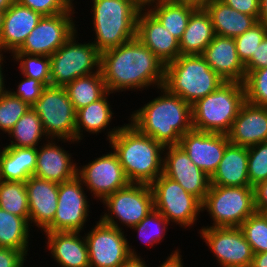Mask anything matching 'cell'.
Wrapping results in <instances>:
<instances>
[{
  "label": "cell",
  "instance_id": "obj_51",
  "mask_svg": "<svg viewBox=\"0 0 267 267\" xmlns=\"http://www.w3.org/2000/svg\"><path fill=\"white\" fill-rule=\"evenodd\" d=\"M144 259L142 256H130L120 267H149Z\"/></svg>",
  "mask_w": 267,
  "mask_h": 267
},
{
  "label": "cell",
  "instance_id": "obj_25",
  "mask_svg": "<svg viewBox=\"0 0 267 267\" xmlns=\"http://www.w3.org/2000/svg\"><path fill=\"white\" fill-rule=\"evenodd\" d=\"M110 94L113 96V93L107 91L97 101L76 111L75 141L77 143H80L87 136L84 135L86 132L89 135L96 134V136L103 132L106 135V141L109 142L119 131L122 125L113 126V128L109 126L112 125V119L115 118L113 116L116 114L112 110V105H110L111 101L108 100Z\"/></svg>",
  "mask_w": 267,
  "mask_h": 267
},
{
  "label": "cell",
  "instance_id": "obj_27",
  "mask_svg": "<svg viewBox=\"0 0 267 267\" xmlns=\"http://www.w3.org/2000/svg\"><path fill=\"white\" fill-rule=\"evenodd\" d=\"M200 5L191 0H153L144 7L180 41L191 14Z\"/></svg>",
  "mask_w": 267,
  "mask_h": 267
},
{
  "label": "cell",
  "instance_id": "obj_7",
  "mask_svg": "<svg viewBox=\"0 0 267 267\" xmlns=\"http://www.w3.org/2000/svg\"><path fill=\"white\" fill-rule=\"evenodd\" d=\"M205 211L212 225L202 227H239L256 212L254 188L211 185L202 202V213Z\"/></svg>",
  "mask_w": 267,
  "mask_h": 267
},
{
  "label": "cell",
  "instance_id": "obj_15",
  "mask_svg": "<svg viewBox=\"0 0 267 267\" xmlns=\"http://www.w3.org/2000/svg\"><path fill=\"white\" fill-rule=\"evenodd\" d=\"M198 233L219 267H251L253 252L239 227H200Z\"/></svg>",
  "mask_w": 267,
  "mask_h": 267
},
{
  "label": "cell",
  "instance_id": "obj_37",
  "mask_svg": "<svg viewBox=\"0 0 267 267\" xmlns=\"http://www.w3.org/2000/svg\"><path fill=\"white\" fill-rule=\"evenodd\" d=\"M11 57L20 75L36 79L45 86L51 85L50 57L25 53H13Z\"/></svg>",
  "mask_w": 267,
  "mask_h": 267
},
{
  "label": "cell",
  "instance_id": "obj_56",
  "mask_svg": "<svg viewBox=\"0 0 267 267\" xmlns=\"http://www.w3.org/2000/svg\"><path fill=\"white\" fill-rule=\"evenodd\" d=\"M143 6L153 0H138Z\"/></svg>",
  "mask_w": 267,
  "mask_h": 267
},
{
  "label": "cell",
  "instance_id": "obj_14",
  "mask_svg": "<svg viewBox=\"0 0 267 267\" xmlns=\"http://www.w3.org/2000/svg\"><path fill=\"white\" fill-rule=\"evenodd\" d=\"M76 176L58 184V205L53 222L43 232H85L91 208L87 190Z\"/></svg>",
  "mask_w": 267,
  "mask_h": 267
},
{
  "label": "cell",
  "instance_id": "obj_42",
  "mask_svg": "<svg viewBox=\"0 0 267 267\" xmlns=\"http://www.w3.org/2000/svg\"><path fill=\"white\" fill-rule=\"evenodd\" d=\"M248 177L252 187L267 180V141L248 147Z\"/></svg>",
  "mask_w": 267,
  "mask_h": 267
},
{
  "label": "cell",
  "instance_id": "obj_57",
  "mask_svg": "<svg viewBox=\"0 0 267 267\" xmlns=\"http://www.w3.org/2000/svg\"><path fill=\"white\" fill-rule=\"evenodd\" d=\"M3 145V146H2ZM0 145V158H1V155L3 153V149H4V144ZM2 146V147H1Z\"/></svg>",
  "mask_w": 267,
  "mask_h": 267
},
{
  "label": "cell",
  "instance_id": "obj_20",
  "mask_svg": "<svg viewBox=\"0 0 267 267\" xmlns=\"http://www.w3.org/2000/svg\"><path fill=\"white\" fill-rule=\"evenodd\" d=\"M29 204V225L41 233L53 222L58 205V183L32 175L25 181Z\"/></svg>",
  "mask_w": 267,
  "mask_h": 267
},
{
  "label": "cell",
  "instance_id": "obj_23",
  "mask_svg": "<svg viewBox=\"0 0 267 267\" xmlns=\"http://www.w3.org/2000/svg\"><path fill=\"white\" fill-rule=\"evenodd\" d=\"M201 55L224 81L244 83L245 66L238 57L234 38L215 34Z\"/></svg>",
  "mask_w": 267,
  "mask_h": 267
},
{
  "label": "cell",
  "instance_id": "obj_30",
  "mask_svg": "<svg viewBox=\"0 0 267 267\" xmlns=\"http://www.w3.org/2000/svg\"><path fill=\"white\" fill-rule=\"evenodd\" d=\"M215 36L210 14L200 5L190 16L179 41L180 55L202 54Z\"/></svg>",
  "mask_w": 267,
  "mask_h": 267
},
{
  "label": "cell",
  "instance_id": "obj_33",
  "mask_svg": "<svg viewBox=\"0 0 267 267\" xmlns=\"http://www.w3.org/2000/svg\"><path fill=\"white\" fill-rule=\"evenodd\" d=\"M7 135L10 137L8 140L10 142L5 145L10 147L37 148L40 144L49 140L38 114L31 108L21 116Z\"/></svg>",
  "mask_w": 267,
  "mask_h": 267
},
{
  "label": "cell",
  "instance_id": "obj_44",
  "mask_svg": "<svg viewBox=\"0 0 267 267\" xmlns=\"http://www.w3.org/2000/svg\"><path fill=\"white\" fill-rule=\"evenodd\" d=\"M23 78L19 83L17 82L16 90L8 89L10 93L14 96L19 97L21 100L32 106L41 96L43 89L46 87L40 81L26 77L22 75Z\"/></svg>",
  "mask_w": 267,
  "mask_h": 267
},
{
  "label": "cell",
  "instance_id": "obj_50",
  "mask_svg": "<svg viewBox=\"0 0 267 267\" xmlns=\"http://www.w3.org/2000/svg\"><path fill=\"white\" fill-rule=\"evenodd\" d=\"M6 55H4V54H0V97L2 96V95H4L7 91H8V89L10 88L9 86H8V88H6V84H7V82H6V76H5V69H4V63H6ZM3 66V67H2ZM6 83V84H5Z\"/></svg>",
  "mask_w": 267,
  "mask_h": 267
},
{
  "label": "cell",
  "instance_id": "obj_38",
  "mask_svg": "<svg viewBox=\"0 0 267 267\" xmlns=\"http://www.w3.org/2000/svg\"><path fill=\"white\" fill-rule=\"evenodd\" d=\"M239 228L253 254L267 252V217L263 213L255 212L250 215Z\"/></svg>",
  "mask_w": 267,
  "mask_h": 267
},
{
  "label": "cell",
  "instance_id": "obj_55",
  "mask_svg": "<svg viewBox=\"0 0 267 267\" xmlns=\"http://www.w3.org/2000/svg\"><path fill=\"white\" fill-rule=\"evenodd\" d=\"M4 16H5V12L0 11V35H1V32H2V28H3Z\"/></svg>",
  "mask_w": 267,
  "mask_h": 267
},
{
  "label": "cell",
  "instance_id": "obj_24",
  "mask_svg": "<svg viewBox=\"0 0 267 267\" xmlns=\"http://www.w3.org/2000/svg\"><path fill=\"white\" fill-rule=\"evenodd\" d=\"M81 233V234H80ZM45 250L59 267H90L88 246L82 232H42ZM83 237H82V236Z\"/></svg>",
  "mask_w": 267,
  "mask_h": 267
},
{
  "label": "cell",
  "instance_id": "obj_6",
  "mask_svg": "<svg viewBox=\"0 0 267 267\" xmlns=\"http://www.w3.org/2000/svg\"><path fill=\"white\" fill-rule=\"evenodd\" d=\"M245 102L243 83H223L214 92L192 104L193 129L202 132L228 134Z\"/></svg>",
  "mask_w": 267,
  "mask_h": 267
},
{
  "label": "cell",
  "instance_id": "obj_39",
  "mask_svg": "<svg viewBox=\"0 0 267 267\" xmlns=\"http://www.w3.org/2000/svg\"><path fill=\"white\" fill-rule=\"evenodd\" d=\"M31 106L7 91L0 97V135L7 134ZM2 131V132H1Z\"/></svg>",
  "mask_w": 267,
  "mask_h": 267
},
{
  "label": "cell",
  "instance_id": "obj_21",
  "mask_svg": "<svg viewBox=\"0 0 267 267\" xmlns=\"http://www.w3.org/2000/svg\"><path fill=\"white\" fill-rule=\"evenodd\" d=\"M136 38L165 65L180 55L179 41L145 7L138 14Z\"/></svg>",
  "mask_w": 267,
  "mask_h": 267
},
{
  "label": "cell",
  "instance_id": "obj_52",
  "mask_svg": "<svg viewBox=\"0 0 267 267\" xmlns=\"http://www.w3.org/2000/svg\"><path fill=\"white\" fill-rule=\"evenodd\" d=\"M251 267H267V252L254 254Z\"/></svg>",
  "mask_w": 267,
  "mask_h": 267
},
{
  "label": "cell",
  "instance_id": "obj_43",
  "mask_svg": "<svg viewBox=\"0 0 267 267\" xmlns=\"http://www.w3.org/2000/svg\"><path fill=\"white\" fill-rule=\"evenodd\" d=\"M33 11L39 12L42 16H53L67 12L74 4L75 0H16ZM75 1V2H74Z\"/></svg>",
  "mask_w": 267,
  "mask_h": 267
},
{
  "label": "cell",
  "instance_id": "obj_48",
  "mask_svg": "<svg viewBox=\"0 0 267 267\" xmlns=\"http://www.w3.org/2000/svg\"><path fill=\"white\" fill-rule=\"evenodd\" d=\"M253 188L256 212L267 213V180L258 183Z\"/></svg>",
  "mask_w": 267,
  "mask_h": 267
},
{
  "label": "cell",
  "instance_id": "obj_41",
  "mask_svg": "<svg viewBox=\"0 0 267 267\" xmlns=\"http://www.w3.org/2000/svg\"><path fill=\"white\" fill-rule=\"evenodd\" d=\"M243 84L247 103L267 107V67L249 72Z\"/></svg>",
  "mask_w": 267,
  "mask_h": 267
},
{
  "label": "cell",
  "instance_id": "obj_17",
  "mask_svg": "<svg viewBox=\"0 0 267 267\" xmlns=\"http://www.w3.org/2000/svg\"><path fill=\"white\" fill-rule=\"evenodd\" d=\"M163 174L178 182L186 192L204 201L209 192L210 177L198 168L179 145L164 148Z\"/></svg>",
  "mask_w": 267,
  "mask_h": 267
},
{
  "label": "cell",
  "instance_id": "obj_9",
  "mask_svg": "<svg viewBox=\"0 0 267 267\" xmlns=\"http://www.w3.org/2000/svg\"><path fill=\"white\" fill-rule=\"evenodd\" d=\"M78 30L50 56L51 86L65 87L76 78L101 72V52L88 40L78 42ZM78 38V39H77Z\"/></svg>",
  "mask_w": 267,
  "mask_h": 267
},
{
  "label": "cell",
  "instance_id": "obj_19",
  "mask_svg": "<svg viewBox=\"0 0 267 267\" xmlns=\"http://www.w3.org/2000/svg\"><path fill=\"white\" fill-rule=\"evenodd\" d=\"M228 143L227 134L192 129L181 136L179 146L198 168L211 177L222 160Z\"/></svg>",
  "mask_w": 267,
  "mask_h": 267
},
{
  "label": "cell",
  "instance_id": "obj_35",
  "mask_svg": "<svg viewBox=\"0 0 267 267\" xmlns=\"http://www.w3.org/2000/svg\"><path fill=\"white\" fill-rule=\"evenodd\" d=\"M0 208L23 217L29 223V204L25 182L0 180Z\"/></svg>",
  "mask_w": 267,
  "mask_h": 267
},
{
  "label": "cell",
  "instance_id": "obj_11",
  "mask_svg": "<svg viewBox=\"0 0 267 267\" xmlns=\"http://www.w3.org/2000/svg\"><path fill=\"white\" fill-rule=\"evenodd\" d=\"M49 139L75 141L76 111L64 87L46 86L31 106Z\"/></svg>",
  "mask_w": 267,
  "mask_h": 267
},
{
  "label": "cell",
  "instance_id": "obj_40",
  "mask_svg": "<svg viewBox=\"0 0 267 267\" xmlns=\"http://www.w3.org/2000/svg\"><path fill=\"white\" fill-rule=\"evenodd\" d=\"M267 35V25L257 22L242 35L234 38L239 59L245 65Z\"/></svg>",
  "mask_w": 267,
  "mask_h": 267
},
{
  "label": "cell",
  "instance_id": "obj_47",
  "mask_svg": "<svg viewBox=\"0 0 267 267\" xmlns=\"http://www.w3.org/2000/svg\"><path fill=\"white\" fill-rule=\"evenodd\" d=\"M232 9L243 14L254 16L258 20L259 0H221Z\"/></svg>",
  "mask_w": 267,
  "mask_h": 267
},
{
  "label": "cell",
  "instance_id": "obj_18",
  "mask_svg": "<svg viewBox=\"0 0 267 267\" xmlns=\"http://www.w3.org/2000/svg\"><path fill=\"white\" fill-rule=\"evenodd\" d=\"M62 143L77 144L68 139H50L37 147L34 176L58 184L77 176L78 163L73 160L72 153L62 147Z\"/></svg>",
  "mask_w": 267,
  "mask_h": 267
},
{
  "label": "cell",
  "instance_id": "obj_1",
  "mask_svg": "<svg viewBox=\"0 0 267 267\" xmlns=\"http://www.w3.org/2000/svg\"><path fill=\"white\" fill-rule=\"evenodd\" d=\"M165 63L137 38L101 53V73L107 91L149 90L163 86Z\"/></svg>",
  "mask_w": 267,
  "mask_h": 267
},
{
  "label": "cell",
  "instance_id": "obj_46",
  "mask_svg": "<svg viewBox=\"0 0 267 267\" xmlns=\"http://www.w3.org/2000/svg\"><path fill=\"white\" fill-rule=\"evenodd\" d=\"M244 66L246 75L251 71L267 67V35L256 49L255 54Z\"/></svg>",
  "mask_w": 267,
  "mask_h": 267
},
{
  "label": "cell",
  "instance_id": "obj_54",
  "mask_svg": "<svg viewBox=\"0 0 267 267\" xmlns=\"http://www.w3.org/2000/svg\"><path fill=\"white\" fill-rule=\"evenodd\" d=\"M16 0H0V11L5 12Z\"/></svg>",
  "mask_w": 267,
  "mask_h": 267
},
{
  "label": "cell",
  "instance_id": "obj_22",
  "mask_svg": "<svg viewBox=\"0 0 267 267\" xmlns=\"http://www.w3.org/2000/svg\"><path fill=\"white\" fill-rule=\"evenodd\" d=\"M42 15L15 1L6 11L0 35V54L11 56L25 42Z\"/></svg>",
  "mask_w": 267,
  "mask_h": 267
},
{
  "label": "cell",
  "instance_id": "obj_4",
  "mask_svg": "<svg viewBox=\"0 0 267 267\" xmlns=\"http://www.w3.org/2000/svg\"><path fill=\"white\" fill-rule=\"evenodd\" d=\"M92 43L102 53L136 38L138 0H92ZM95 34V35H94ZM94 39V40H93Z\"/></svg>",
  "mask_w": 267,
  "mask_h": 267
},
{
  "label": "cell",
  "instance_id": "obj_26",
  "mask_svg": "<svg viewBox=\"0 0 267 267\" xmlns=\"http://www.w3.org/2000/svg\"><path fill=\"white\" fill-rule=\"evenodd\" d=\"M229 142L250 147L267 141V107L245 102L227 134Z\"/></svg>",
  "mask_w": 267,
  "mask_h": 267
},
{
  "label": "cell",
  "instance_id": "obj_16",
  "mask_svg": "<svg viewBox=\"0 0 267 267\" xmlns=\"http://www.w3.org/2000/svg\"><path fill=\"white\" fill-rule=\"evenodd\" d=\"M77 176L97 203L130 183L112 148L85 165L78 164Z\"/></svg>",
  "mask_w": 267,
  "mask_h": 267
},
{
  "label": "cell",
  "instance_id": "obj_29",
  "mask_svg": "<svg viewBox=\"0 0 267 267\" xmlns=\"http://www.w3.org/2000/svg\"><path fill=\"white\" fill-rule=\"evenodd\" d=\"M201 5L210 14L216 35L235 38L258 22L254 16L232 9L221 0H206Z\"/></svg>",
  "mask_w": 267,
  "mask_h": 267
},
{
  "label": "cell",
  "instance_id": "obj_13",
  "mask_svg": "<svg viewBox=\"0 0 267 267\" xmlns=\"http://www.w3.org/2000/svg\"><path fill=\"white\" fill-rule=\"evenodd\" d=\"M76 8L74 4L67 12L42 16L23 45L14 53L50 57L78 30Z\"/></svg>",
  "mask_w": 267,
  "mask_h": 267
},
{
  "label": "cell",
  "instance_id": "obj_49",
  "mask_svg": "<svg viewBox=\"0 0 267 267\" xmlns=\"http://www.w3.org/2000/svg\"><path fill=\"white\" fill-rule=\"evenodd\" d=\"M180 250V248L172 250L171 254H169L163 263L161 262L157 267H185Z\"/></svg>",
  "mask_w": 267,
  "mask_h": 267
},
{
  "label": "cell",
  "instance_id": "obj_34",
  "mask_svg": "<svg viewBox=\"0 0 267 267\" xmlns=\"http://www.w3.org/2000/svg\"><path fill=\"white\" fill-rule=\"evenodd\" d=\"M64 88L75 111L97 101L107 92L101 72L76 78Z\"/></svg>",
  "mask_w": 267,
  "mask_h": 267
},
{
  "label": "cell",
  "instance_id": "obj_36",
  "mask_svg": "<svg viewBox=\"0 0 267 267\" xmlns=\"http://www.w3.org/2000/svg\"><path fill=\"white\" fill-rule=\"evenodd\" d=\"M171 224L157 210H152L139 224L132 227L131 230L136 232L140 243L149 245L150 249L164 241L167 235L168 226Z\"/></svg>",
  "mask_w": 267,
  "mask_h": 267
},
{
  "label": "cell",
  "instance_id": "obj_53",
  "mask_svg": "<svg viewBox=\"0 0 267 267\" xmlns=\"http://www.w3.org/2000/svg\"><path fill=\"white\" fill-rule=\"evenodd\" d=\"M258 21L267 25V0H259Z\"/></svg>",
  "mask_w": 267,
  "mask_h": 267
},
{
  "label": "cell",
  "instance_id": "obj_58",
  "mask_svg": "<svg viewBox=\"0 0 267 267\" xmlns=\"http://www.w3.org/2000/svg\"><path fill=\"white\" fill-rule=\"evenodd\" d=\"M191 1H195V2H197V3H199V4H202L204 1H206V0H191Z\"/></svg>",
  "mask_w": 267,
  "mask_h": 267
},
{
  "label": "cell",
  "instance_id": "obj_32",
  "mask_svg": "<svg viewBox=\"0 0 267 267\" xmlns=\"http://www.w3.org/2000/svg\"><path fill=\"white\" fill-rule=\"evenodd\" d=\"M30 229L32 231L29 223L23 217L0 208V247L18 249L29 256Z\"/></svg>",
  "mask_w": 267,
  "mask_h": 267
},
{
  "label": "cell",
  "instance_id": "obj_3",
  "mask_svg": "<svg viewBox=\"0 0 267 267\" xmlns=\"http://www.w3.org/2000/svg\"><path fill=\"white\" fill-rule=\"evenodd\" d=\"M130 183L151 185L163 173L165 146L129 122L108 142Z\"/></svg>",
  "mask_w": 267,
  "mask_h": 267
},
{
  "label": "cell",
  "instance_id": "obj_31",
  "mask_svg": "<svg viewBox=\"0 0 267 267\" xmlns=\"http://www.w3.org/2000/svg\"><path fill=\"white\" fill-rule=\"evenodd\" d=\"M37 148L5 146L0 158V180L25 182L34 175Z\"/></svg>",
  "mask_w": 267,
  "mask_h": 267
},
{
  "label": "cell",
  "instance_id": "obj_2",
  "mask_svg": "<svg viewBox=\"0 0 267 267\" xmlns=\"http://www.w3.org/2000/svg\"><path fill=\"white\" fill-rule=\"evenodd\" d=\"M156 90L159 95L130 112L128 122L164 146L179 145L181 136L193 129L192 105L164 86Z\"/></svg>",
  "mask_w": 267,
  "mask_h": 267
},
{
  "label": "cell",
  "instance_id": "obj_28",
  "mask_svg": "<svg viewBox=\"0 0 267 267\" xmlns=\"http://www.w3.org/2000/svg\"><path fill=\"white\" fill-rule=\"evenodd\" d=\"M210 181L211 185L217 186H250L248 147L229 142Z\"/></svg>",
  "mask_w": 267,
  "mask_h": 267
},
{
  "label": "cell",
  "instance_id": "obj_12",
  "mask_svg": "<svg viewBox=\"0 0 267 267\" xmlns=\"http://www.w3.org/2000/svg\"><path fill=\"white\" fill-rule=\"evenodd\" d=\"M125 232L96 220L95 225L84 233L90 267H120L130 256H140L132 243L130 245Z\"/></svg>",
  "mask_w": 267,
  "mask_h": 267
},
{
  "label": "cell",
  "instance_id": "obj_10",
  "mask_svg": "<svg viewBox=\"0 0 267 267\" xmlns=\"http://www.w3.org/2000/svg\"><path fill=\"white\" fill-rule=\"evenodd\" d=\"M154 196V209L169 223L186 230L196 226L202 213V202L163 173L150 185Z\"/></svg>",
  "mask_w": 267,
  "mask_h": 267
},
{
  "label": "cell",
  "instance_id": "obj_45",
  "mask_svg": "<svg viewBox=\"0 0 267 267\" xmlns=\"http://www.w3.org/2000/svg\"><path fill=\"white\" fill-rule=\"evenodd\" d=\"M27 259V255L18 249L0 247V267H23Z\"/></svg>",
  "mask_w": 267,
  "mask_h": 267
},
{
  "label": "cell",
  "instance_id": "obj_8",
  "mask_svg": "<svg viewBox=\"0 0 267 267\" xmlns=\"http://www.w3.org/2000/svg\"><path fill=\"white\" fill-rule=\"evenodd\" d=\"M101 203L105 210L98 219L121 230L125 226L126 232L154 210V196L148 184L129 183L105 197Z\"/></svg>",
  "mask_w": 267,
  "mask_h": 267
},
{
  "label": "cell",
  "instance_id": "obj_5",
  "mask_svg": "<svg viewBox=\"0 0 267 267\" xmlns=\"http://www.w3.org/2000/svg\"><path fill=\"white\" fill-rule=\"evenodd\" d=\"M224 81L201 54L179 55L165 66L163 86L190 105L218 89Z\"/></svg>",
  "mask_w": 267,
  "mask_h": 267
}]
</instances>
